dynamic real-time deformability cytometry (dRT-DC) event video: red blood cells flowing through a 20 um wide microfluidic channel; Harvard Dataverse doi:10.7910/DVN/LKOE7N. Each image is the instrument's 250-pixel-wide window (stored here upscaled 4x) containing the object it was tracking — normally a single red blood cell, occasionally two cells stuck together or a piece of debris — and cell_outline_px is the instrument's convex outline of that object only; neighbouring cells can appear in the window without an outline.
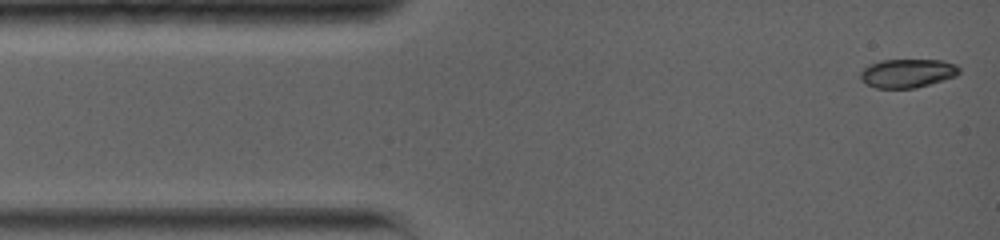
{"species": "common noctule bat (a hibernating species)", "species_latin": "Nyctalus noctula", "temperature_condition": "warm", "stored_images_in_passage": 36, "camera_frame_rate_fps": 5000, "um_per_image_px": 0.085, "animal": {"sex": "female", "body_mass_g": 19.0, "forearm_length_mm": 56.7}, "frame": {"image": 1, "passage_image": 1, "time_ms": 0.0, "image_size_px": [1000, 240], "cell_outline_px": [[960, 72], [956, 76], [916, 88], [876, 88], [860, 80], [860, 72], [868, 64], [880, 60], [944, 60], [956, 64], [960, 68]], "centroid_in_image_um": [77.13, 6.22], "position_along_channel_um": 7.9, "area_um2": 16.65}}
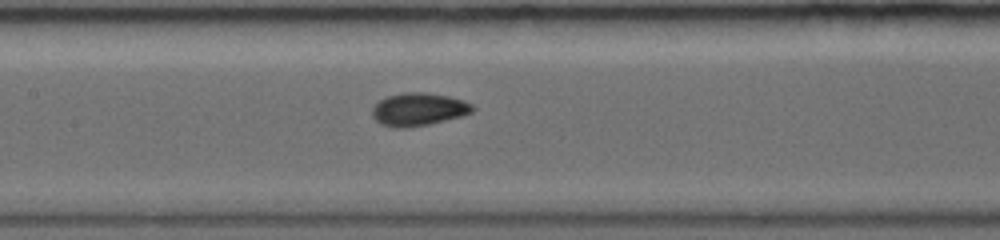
{"frame": {"image": 2, "passage_image": 11, "time_ms": 6.2, "image_size_px": [1000, 240], "cell_outline_px": [[476, 108], [472, 112], [460, 116], [428, 124], [408, 128], [392, 128], [380, 124], [372, 116], [372, 108], [380, 100], [388, 96], [404, 92], [424, 92], [448, 96], [464, 100], [472, 104]], "centroid_in_image_um": [35.56, 9.3], "position_along_channel_um": 171.8, "area_um2": 19.25}}
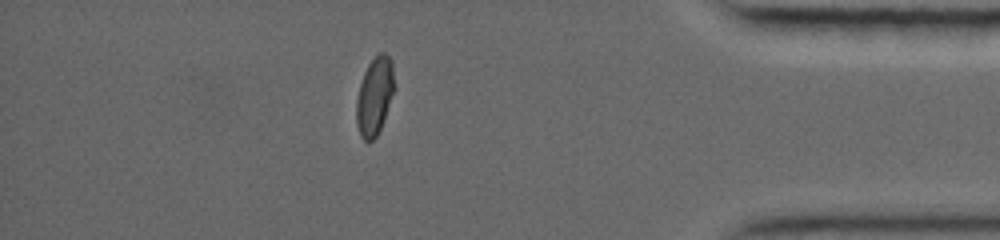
{"frame": {"image": 3, "passage_image": 26, "time_ms": 13.2, "image_size_px": [1000, 240], "cell_outline_px": [[396, 88], [380, 128], [376, 136], [368, 144], [360, 136], [356, 124], [356, 100], [360, 84], [364, 72], [368, 64], [380, 52], [384, 52], [392, 60]], "centroid_in_image_um": [31.85, 8.17], "position_along_channel_um": 403.3, "area_um2": 17.46}, "authors_computed_cell_mechanics": {"area_um2": 17.629, "velocity_mm_per_s": 3.8065, "shape_relaxation_time_tau1_ms": 8.1506, "shape_relaxation_time_tau2_ms": null, "deformation_change_tau1": 0.2031, "deformation_change_tau2": null}}